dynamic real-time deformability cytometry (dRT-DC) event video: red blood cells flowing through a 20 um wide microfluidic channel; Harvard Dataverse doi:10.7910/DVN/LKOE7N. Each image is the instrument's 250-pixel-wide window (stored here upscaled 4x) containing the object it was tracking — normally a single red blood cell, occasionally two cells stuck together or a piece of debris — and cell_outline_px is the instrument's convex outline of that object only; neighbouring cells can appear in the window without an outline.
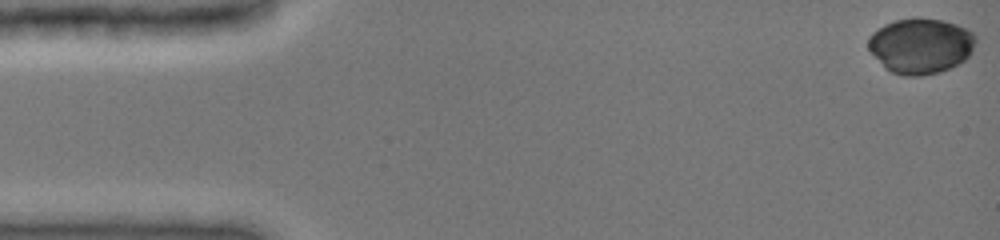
{"species": "common noctule bat (a hibernating species)", "species_latin": "Nyctalus noctula", "temperature_condition": "cold", "stored_images_in_passage": 17, "camera_frame_rate_fps": 3000, "um_per_image_px": 0.085, "animal": {"sex": "female", "body_mass_g": 19.0, "forearm_length_mm": 51.5}, "frame": {"image": 1, "passage_image": 1, "time_ms": 0.0, "image_size_px": [1000, 240], "cell_outline_px": [[976, 40], [972, 52], [964, 60], [940, 72], [920, 76], [904, 76], [892, 72], [884, 68], [868, 48], [868, 36], [872, 32], [884, 24], [896, 20], [912, 16], [920, 16], [944, 20], [956, 24], [972, 32], [976, 36]], "centroid_in_image_um": [78.24, 3.87], "position_along_channel_um": 6.8, "area_um2": 35.08}}
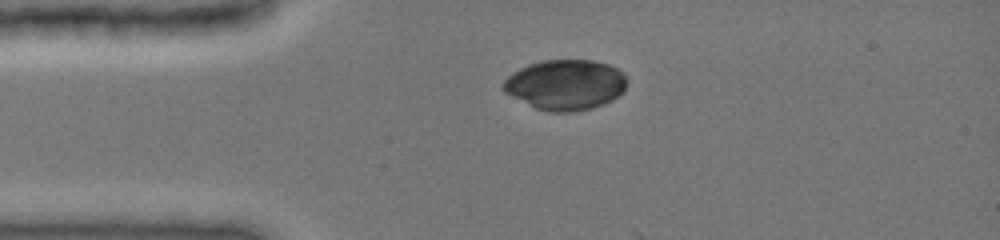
{"frame": {"image": 2, "passage_image": 14, "time_ms": 3.333, "image_size_px": [1000, 240], "cell_outline_px": [[628, 76], [624, 92], [612, 100], [592, 108], [572, 112], [548, 112], [536, 108], [504, 92], [504, 80], [512, 72], [528, 64], [540, 60], [592, 60], [608, 64], [624, 72]], "centroid_in_image_um": [48.1, 7.19], "position_along_channel_um": 36.9, "area_um2": 36.41}}